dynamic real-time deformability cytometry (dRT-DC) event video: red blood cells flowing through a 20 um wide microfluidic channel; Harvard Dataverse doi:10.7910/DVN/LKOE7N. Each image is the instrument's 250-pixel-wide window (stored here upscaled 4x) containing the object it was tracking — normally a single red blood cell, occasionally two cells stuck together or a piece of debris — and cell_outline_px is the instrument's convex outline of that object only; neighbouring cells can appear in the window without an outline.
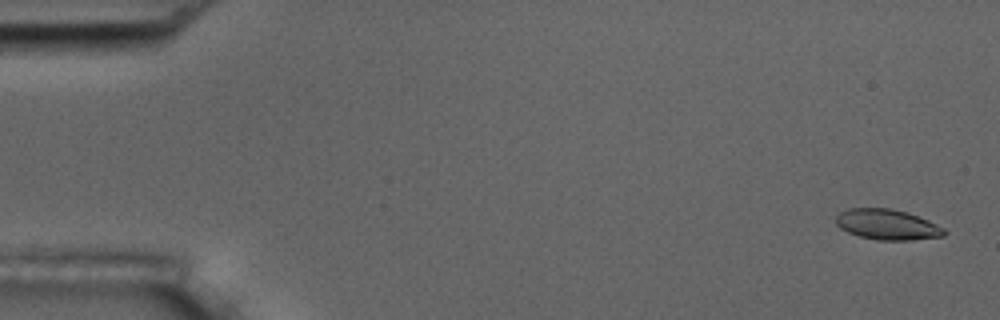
{"species": "common noctule bat (a hibernating species)", "species_latin": "Nyctalus noctula", "temperature_condition": "room temperature", "stored_images_in_passage": 56, "camera_frame_rate_fps": 3000, "um_per_image_px": 0.085, "animal": {"sex": "male", "body_mass_g": 17.5, "forearm_length_mm": 52.3}, "frame": {"image": 1, "passage_image": 2, "time_ms": 0.333, "image_size_px": [1000, 320], "cell_outline_px": [[948, 232], [944, 236], [912, 240], [876, 240], [860, 236], [848, 232], [840, 228], [836, 224], [836, 216], [840, 212], [848, 208], [892, 208], [928, 220], [944, 228]], "centroid_in_image_um": [75.41, 19.09], "position_along_channel_um": 9.6, "area_um2": 19.19}}
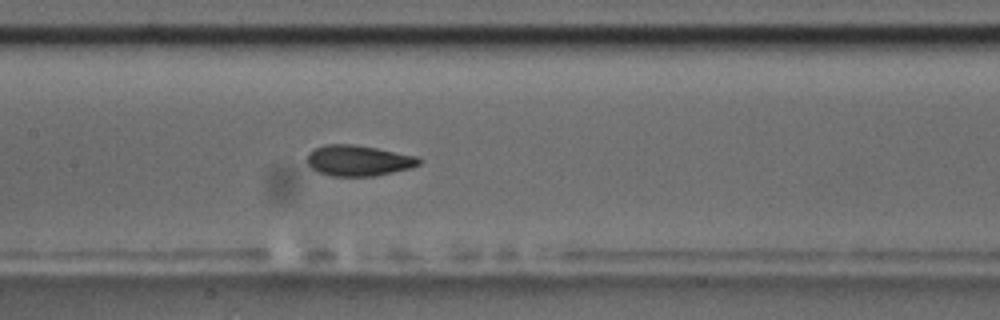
{"frame": {"image": 2, "passage_image": 27, "time_ms": 8.667, "image_size_px": [1000, 320], "cell_outline_px": [[424, 160], [420, 164], [412, 168], [376, 176], [332, 176], [320, 172], [312, 168], [308, 164], [308, 152], [324, 144], [352, 144], [376, 148], [416, 156]], "centroid_in_image_um": [30.5, 13.65], "position_along_channel_um": 176.9, "area_um2": 20.06}}
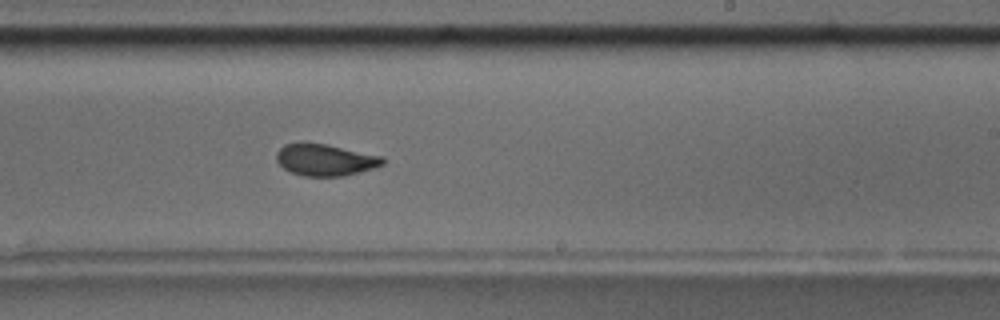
{"frame": {"image": 3, "passage_image": 34, "time_ms": 11.0, "image_size_px": [1000, 320], "cell_outline_px": [[384, 164], [372, 168], [344, 176], [304, 176], [292, 172], [284, 168], [276, 160], [276, 152], [284, 144], [300, 140], [304, 140], [328, 144], [384, 156]], "centroid_in_image_um": [27.61, 13.54], "position_along_channel_um": 261.4, "area_um2": 20.11}, "authors_computed_cell_mechanics": {"area_um2": 19.9988, "velocity_mm_per_s": 3.6359, "shape_relaxation_time_tau1_ms": 4.4265, "shape_relaxation_time_tau2_ms": 0.9609, "deformation_change_tau1": 0.1374, "deformation_change_tau2": 0.0508}}